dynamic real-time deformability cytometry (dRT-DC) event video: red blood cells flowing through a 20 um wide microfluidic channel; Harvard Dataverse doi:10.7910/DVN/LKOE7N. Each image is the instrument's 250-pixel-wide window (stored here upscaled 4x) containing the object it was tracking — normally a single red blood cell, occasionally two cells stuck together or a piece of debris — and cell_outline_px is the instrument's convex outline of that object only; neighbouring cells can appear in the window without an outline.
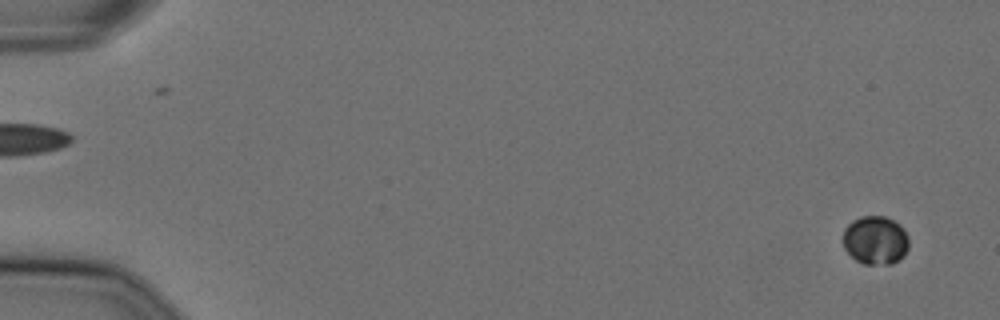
{"species": "Egyptian fruit bat (a non-hibernating species)", "species_latin": "Rousettus aegyptiacus", "temperature_condition": "cold", "stored_images_in_passage": 57, "camera_frame_rate_fps": 3000, "um_per_image_px": 0.085, "animal": {"sex": "female"}, "frame": {"image": 1, "passage_image": 3, "time_ms": 0.667, "image_size_px": [1000, 320], "cell_outline_px": [[908, 248], [904, 256], [900, 260], [892, 264], [864, 264], [856, 260], [844, 248], [844, 228], [852, 220], [860, 216], [884, 216], [900, 224], [904, 228], [908, 236]], "centroid_in_image_um": [74.43, 20.42], "position_along_channel_um": 10.6, "area_um2": 18.79}}
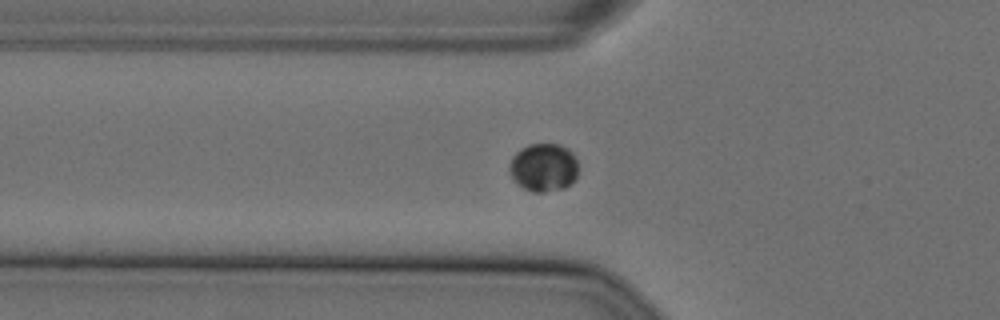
{"frame": {"image": 2, "passage_image": 21, "time_ms": 6.667, "image_size_px": [1000, 320], "cell_outline_px": [[576, 176], [572, 184], [564, 188], [544, 192], [532, 192], [524, 188], [508, 172], [508, 168], [512, 156], [516, 152], [528, 144], [560, 144], [572, 152], [576, 160]], "centroid_in_image_um": [46.19, 14.23], "position_along_channel_um": 79.6, "area_um2": 19.25}}
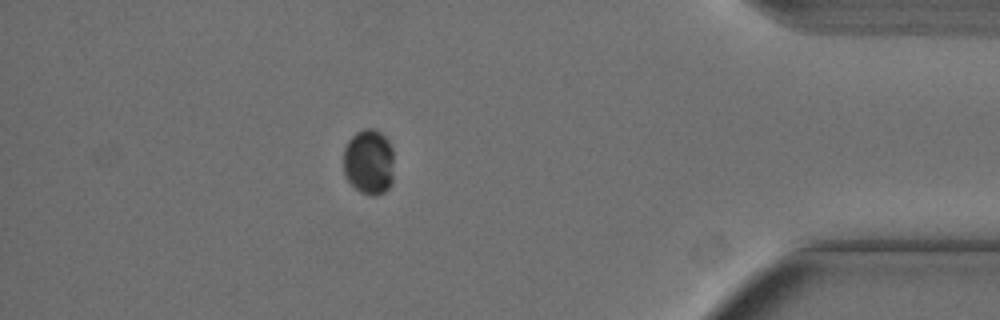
{"frame": {"image": 3, "passage_image": 51, "time_ms": 16.667, "image_size_px": [1000, 320], "cell_outline_px": [[392, 180], [388, 188], [384, 192], [376, 196], [372, 196], [360, 192], [348, 180], [344, 172], [344, 148], [348, 140], [356, 132], [364, 128], [372, 128], [380, 132], [388, 140], [392, 148]], "centroid_in_image_um": [31.34, 13.75], "position_along_channel_um": 403.9, "area_um2": 19.25}}